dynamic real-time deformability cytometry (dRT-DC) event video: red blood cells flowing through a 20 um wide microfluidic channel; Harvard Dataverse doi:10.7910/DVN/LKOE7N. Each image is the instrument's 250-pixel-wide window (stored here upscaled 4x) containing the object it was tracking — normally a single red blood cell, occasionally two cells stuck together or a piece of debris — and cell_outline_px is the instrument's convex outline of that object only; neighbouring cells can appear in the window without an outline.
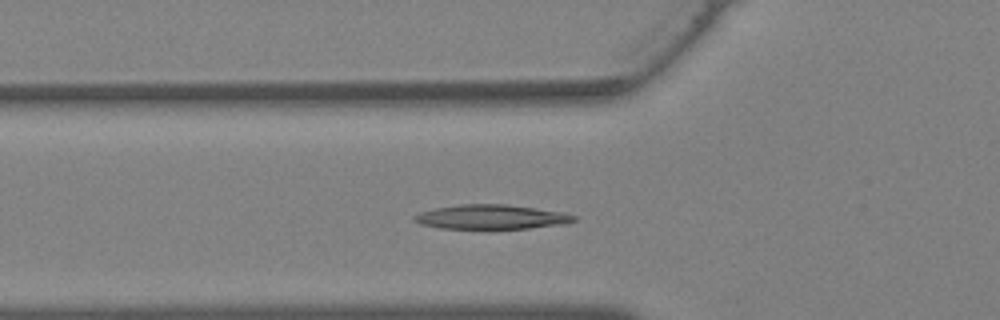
{"species": "Egyptian fruit bat (a non-hibernating species)", "species_latin": "Rousettus aegyptiacus", "temperature_condition": "warm", "stored_images_in_passage": 31, "camera_frame_rate_fps": 3000, "um_per_image_px": 0.085, "animal": {"sex": "female"}, "frame": {"image": 1, "passage_image": 6, "time_ms": 1.667, "image_size_px": [1000, 320], "cell_outline_px": [[576, 220], [560, 224], [528, 228], [440, 228], [420, 224], [412, 220], [412, 216], [420, 212], [436, 208], [460, 204], [504, 204], [564, 212], [576, 216]], "centroid_in_image_um": [41.71, 18.43], "position_along_channel_um": 84.1, "area_um2": 22.43}}
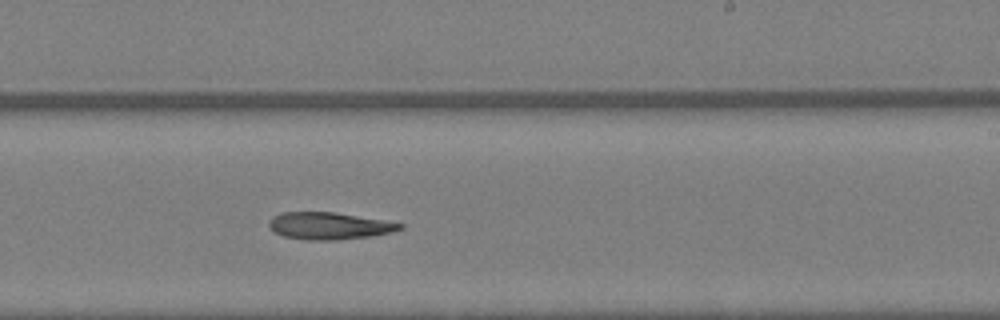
{"frame": {"image": 2, "passage_image": 16, "time_ms": 5.0, "image_size_px": [1000, 320], "cell_outline_px": [[404, 228], [392, 232], [372, 236], [332, 240], [308, 240], [284, 236], [276, 232], [268, 224], [268, 220], [272, 216], [280, 212], [332, 212], [384, 220], [404, 224]], "centroid_in_image_um": [27.98, 19.19], "position_along_channel_um": 261.0, "area_um2": 20.58}}
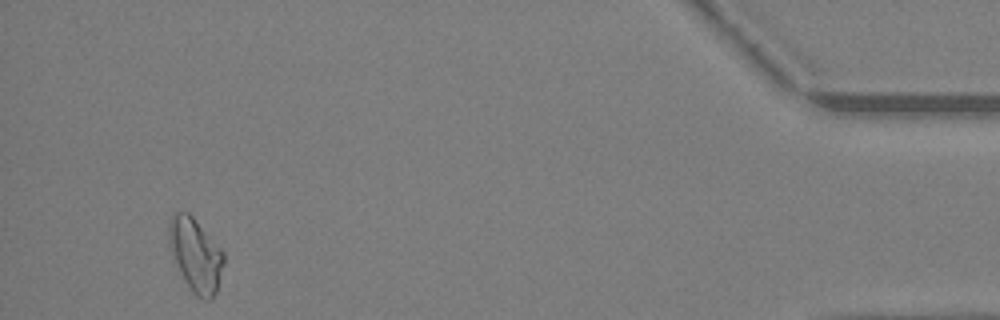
{"frame": {"image": 3, "passage_image": 29, "time_ms": 9.333, "image_size_px": [1000, 320], "cell_outline_px": [[224, 264], [216, 292], [212, 300], [204, 300], [196, 296], [188, 288], [172, 260], [168, 244], [168, 220], [176, 212], [188, 212], [192, 216], [224, 252]], "centroid_in_image_um": [16.59, 21.7], "position_along_channel_um": 418.6, "area_um2": 23.87}}